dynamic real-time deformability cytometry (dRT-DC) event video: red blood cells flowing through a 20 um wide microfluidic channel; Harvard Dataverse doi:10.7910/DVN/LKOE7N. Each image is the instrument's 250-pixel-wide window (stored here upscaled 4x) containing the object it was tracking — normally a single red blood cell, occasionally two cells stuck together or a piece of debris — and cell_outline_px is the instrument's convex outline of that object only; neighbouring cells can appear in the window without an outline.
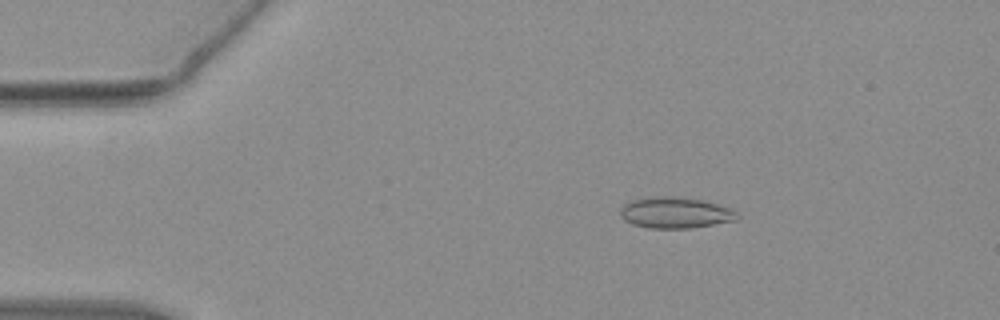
{"species": "common noctule bat (a hibernating species)", "species_latin": "Nyctalus noctula", "temperature_condition": "warm", "stored_images_in_passage": 54, "camera_frame_rate_fps": 3000, "um_per_image_px": 0.085, "animal": {"sex": "female", "body_mass_g": 19.3, "forearm_length_mm": 54.1}, "frame": {"image": 1, "passage_image": 10, "time_ms": 3.0, "image_size_px": [1000, 320], "cell_outline_px": [[740, 216], [736, 220], [692, 228], [648, 228], [632, 224], [624, 220], [620, 216], [620, 208], [624, 204], [632, 200], [660, 196], [676, 196], [704, 200], [728, 208], [736, 212]], "centroid_in_image_um": [57.38, 18.08], "position_along_channel_um": 27.6, "area_um2": 21.15}}
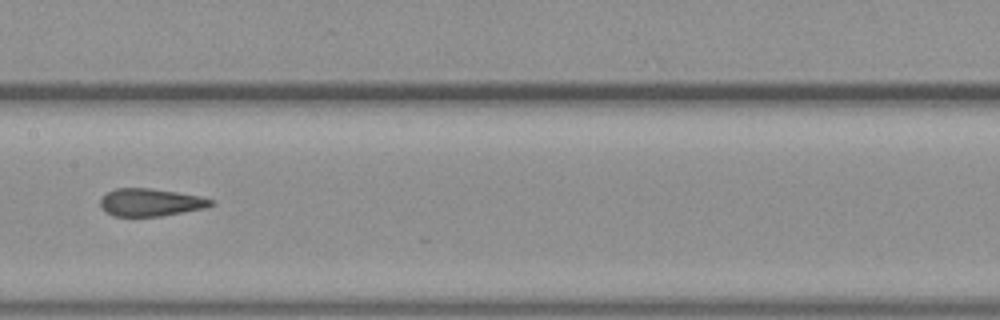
{"frame": {"image": 2, "passage_image": 28, "time_ms": 9.0, "image_size_px": [1000, 320], "cell_outline_px": [[216, 204], [208, 208], [160, 216], [112, 216], [104, 212], [100, 204], [100, 200], [108, 192], [116, 188], [148, 188], [176, 192], [200, 196], [216, 200]], "centroid_in_image_um": [12.85, 17.21], "position_along_channel_um": 194.6, "area_um2": 17.98}}
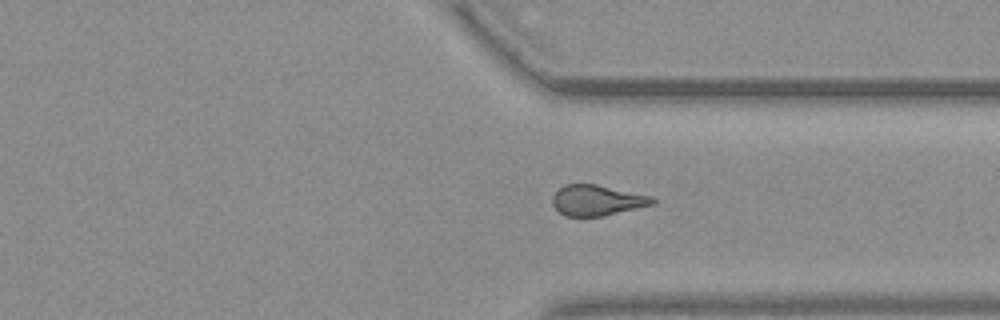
{"frame": {"image": 3, "passage_image": 41, "time_ms": 13.333, "image_size_px": [1000, 320], "cell_outline_px": [[656, 204], [604, 216], [564, 216], [552, 204], [552, 196], [564, 184], [596, 184], [652, 196], [656, 200]], "centroid_in_image_um": [50.77, 17.03], "position_along_channel_um": 360.6, "area_um2": 17.92}, "authors_computed_cell_mechanics": {"area_um2": 18.785, "velocity_mm_per_s": 3.8353, "shape_relaxation_time_tau1_ms": null, "shape_relaxation_time_tau2_ms": 1.4716, "deformation_change_tau1": null, "deformation_change_tau2": 0.1017}}